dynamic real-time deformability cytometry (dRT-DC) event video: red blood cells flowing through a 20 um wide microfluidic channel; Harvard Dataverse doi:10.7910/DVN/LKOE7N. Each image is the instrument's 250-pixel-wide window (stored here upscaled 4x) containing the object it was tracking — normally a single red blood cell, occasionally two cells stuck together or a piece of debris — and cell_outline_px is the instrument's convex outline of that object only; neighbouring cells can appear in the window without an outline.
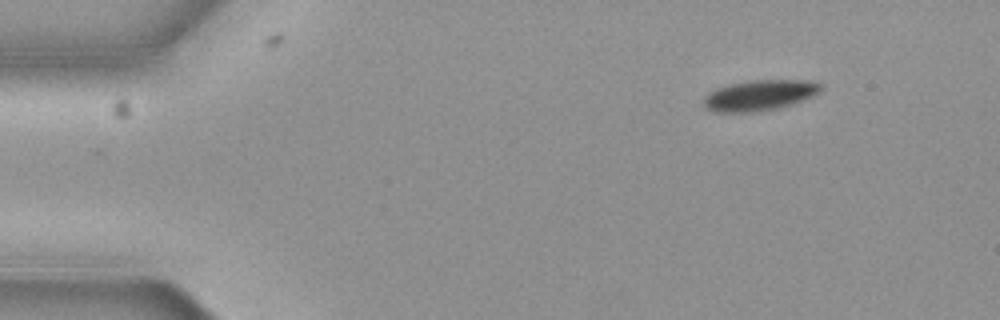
{"species": "common noctule bat (a hibernating species)", "species_latin": "Nyctalus noctula", "temperature_condition": "cold", "stored_images_in_passage": 6, "camera_frame_rate_fps": 3000, "um_per_image_px": 0.085, "animal": {"sex": "female", "body_mass_g": 19.3, "forearm_length_mm": 54.1}, "frame": {"image": 1, "passage_image": 1, "time_ms": 0.0, "image_size_px": [1000, 320], "cell_outline_px": [[820, 92], [804, 100], [780, 108], [756, 112], [712, 112], [704, 108], [704, 96], [708, 92], [716, 88], [728, 84], [752, 80], [808, 80], [820, 84]], "centroid_in_image_um": [64.52, 8.11], "position_along_channel_um": 20.5, "area_um2": 21.1}}
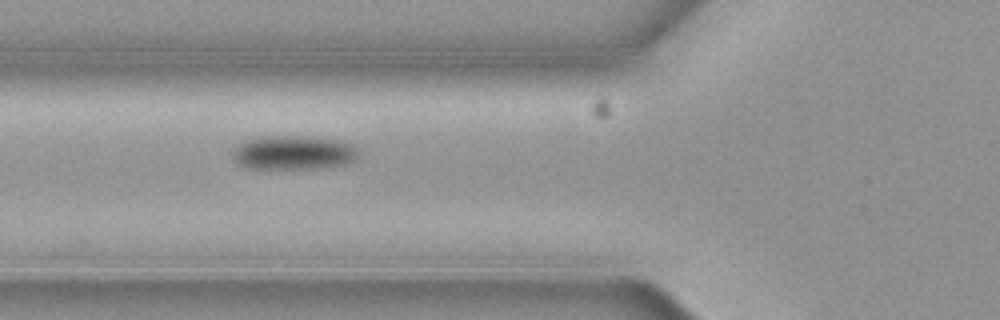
{"frame": {"image": 2, "passage_image": 5, "time_ms": 1.333, "image_size_px": [1000, 320], "cell_outline_px": [[360, 152], [356, 160], [348, 164], [316, 168], [244, 168], [232, 156], [232, 148], [244, 140], [264, 136], [308, 136], [340, 140], [352, 144]], "centroid_in_image_um": [24.96, 12.96], "position_along_channel_um": 100.8, "area_um2": 25.26}}
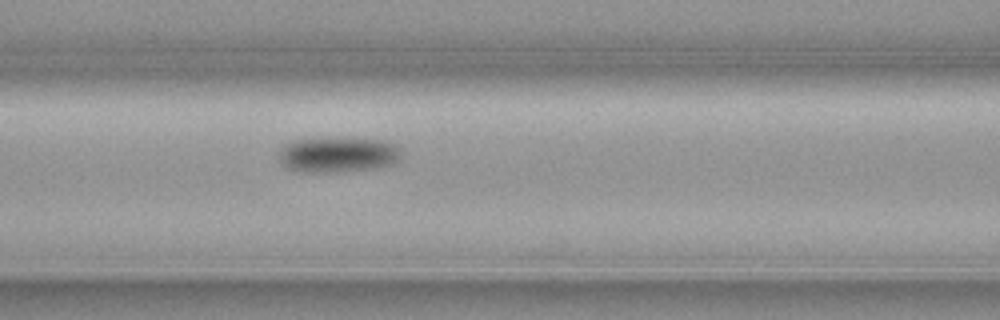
{"frame": {"image": 3, "passage_image": 6, "time_ms": 1.667, "image_size_px": [1000, 320], "cell_outline_px": [[400, 156], [392, 164], [376, 168], [336, 172], [300, 172], [288, 168], [280, 160], [280, 148], [284, 144], [296, 140], [328, 136], [384, 140], [400, 148]], "centroid_in_image_um": [28.7, 13.12], "position_along_channel_um": 137.9, "area_um2": 25.61}}